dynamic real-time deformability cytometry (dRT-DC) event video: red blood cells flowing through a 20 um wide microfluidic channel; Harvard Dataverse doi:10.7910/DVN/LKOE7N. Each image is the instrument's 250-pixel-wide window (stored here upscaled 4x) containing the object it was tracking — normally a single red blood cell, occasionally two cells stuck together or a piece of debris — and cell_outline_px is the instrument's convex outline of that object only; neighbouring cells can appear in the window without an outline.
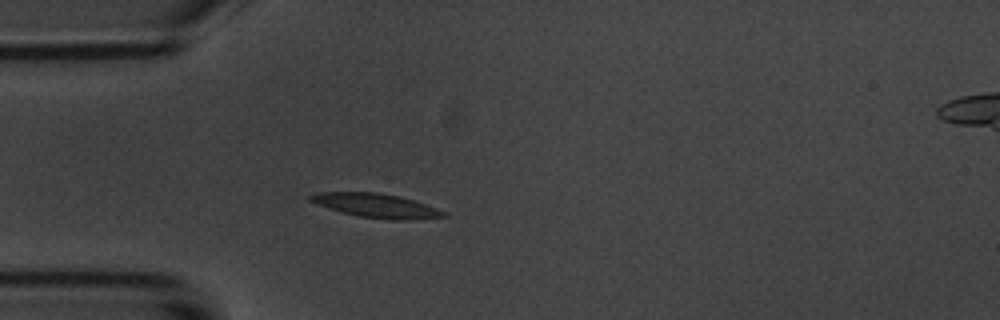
{"species": "common noctule bat (a hibernating species)", "species_latin": "Nyctalus noctula", "temperature_condition": "room temperature", "stored_images_in_passage": 3, "camera_frame_rate_fps": 3000, "um_per_image_px": 0.085, "animal": {"sex": "male", "body_mass_g": 20.1, "forearm_length_mm": 53.5}, "frame": {"image": 1, "passage_image": 3, "time_ms": 2.333, "image_size_px": [1000, 320], "cell_outline_px": [[448, 216], [408, 220], [392, 220], [360, 216], [328, 208], [308, 200], [308, 196], [320, 192], [380, 192], [400, 196], [436, 208], [444, 212]], "centroid_in_image_um": [31.97, 17.46], "position_along_channel_um": 53.0, "area_um2": 18.38}}